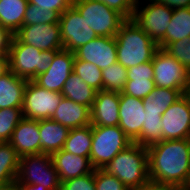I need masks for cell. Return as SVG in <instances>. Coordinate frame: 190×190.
Here are the masks:
<instances>
[{
  "label": "cell",
  "mask_w": 190,
  "mask_h": 190,
  "mask_svg": "<svg viewBox=\"0 0 190 190\" xmlns=\"http://www.w3.org/2000/svg\"><path fill=\"white\" fill-rule=\"evenodd\" d=\"M147 151L149 180L173 189L190 186V139L162 140Z\"/></svg>",
  "instance_id": "1"
},
{
  "label": "cell",
  "mask_w": 190,
  "mask_h": 190,
  "mask_svg": "<svg viewBox=\"0 0 190 190\" xmlns=\"http://www.w3.org/2000/svg\"><path fill=\"white\" fill-rule=\"evenodd\" d=\"M115 38L117 62L126 68L152 61L159 49L158 44L133 19H127L121 25Z\"/></svg>",
  "instance_id": "2"
},
{
  "label": "cell",
  "mask_w": 190,
  "mask_h": 190,
  "mask_svg": "<svg viewBox=\"0 0 190 190\" xmlns=\"http://www.w3.org/2000/svg\"><path fill=\"white\" fill-rule=\"evenodd\" d=\"M103 170L116 176L129 190L146 183L149 180L147 147L132 142Z\"/></svg>",
  "instance_id": "3"
},
{
  "label": "cell",
  "mask_w": 190,
  "mask_h": 190,
  "mask_svg": "<svg viewBox=\"0 0 190 190\" xmlns=\"http://www.w3.org/2000/svg\"><path fill=\"white\" fill-rule=\"evenodd\" d=\"M7 51L10 71L26 80H33L46 72L58 52L41 51L32 45L22 43L15 35H11Z\"/></svg>",
  "instance_id": "4"
},
{
  "label": "cell",
  "mask_w": 190,
  "mask_h": 190,
  "mask_svg": "<svg viewBox=\"0 0 190 190\" xmlns=\"http://www.w3.org/2000/svg\"><path fill=\"white\" fill-rule=\"evenodd\" d=\"M132 142L117 126H92L90 161L94 169H103Z\"/></svg>",
  "instance_id": "5"
},
{
  "label": "cell",
  "mask_w": 190,
  "mask_h": 190,
  "mask_svg": "<svg viewBox=\"0 0 190 190\" xmlns=\"http://www.w3.org/2000/svg\"><path fill=\"white\" fill-rule=\"evenodd\" d=\"M72 6L98 37H114L127 20L118 11L95 0H72Z\"/></svg>",
  "instance_id": "6"
},
{
  "label": "cell",
  "mask_w": 190,
  "mask_h": 190,
  "mask_svg": "<svg viewBox=\"0 0 190 190\" xmlns=\"http://www.w3.org/2000/svg\"><path fill=\"white\" fill-rule=\"evenodd\" d=\"M15 184L42 185L47 190H60V179L49 154L20 157Z\"/></svg>",
  "instance_id": "7"
},
{
  "label": "cell",
  "mask_w": 190,
  "mask_h": 190,
  "mask_svg": "<svg viewBox=\"0 0 190 190\" xmlns=\"http://www.w3.org/2000/svg\"><path fill=\"white\" fill-rule=\"evenodd\" d=\"M156 87L178 89L183 93L190 92V73L174 57L159 48L152 60Z\"/></svg>",
  "instance_id": "8"
},
{
  "label": "cell",
  "mask_w": 190,
  "mask_h": 190,
  "mask_svg": "<svg viewBox=\"0 0 190 190\" xmlns=\"http://www.w3.org/2000/svg\"><path fill=\"white\" fill-rule=\"evenodd\" d=\"M172 14L173 9L154 0H137L132 19L153 41L159 44L166 34Z\"/></svg>",
  "instance_id": "9"
},
{
  "label": "cell",
  "mask_w": 190,
  "mask_h": 190,
  "mask_svg": "<svg viewBox=\"0 0 190 190\" xmlns=\"http://www.w3.org/2000/svg\"><path fill=\"white\" fill-rule=\"evenodd\" d=\"M62 98V93L46 90L33 80H28L24 90L23 118L31 120L50 119Z\"/></svg>",
  "instance_id": "10"
},
{
  "label": "cell",
  "mask_w": 190,
  "mask_h": 190,
  "mask_svg": "<svg viewBox=\"0 0 190 190\" xmlns=\"http://www.w3.org/2000/svg\"><path fill=\"white\" fill-rule=\"evenodd\" d=\"M59 25L63 49L71 52L98 37L72 5L59 16Z\"/></svg>",
  "instance_id": "11"
},
{
  "label": "cell",
  "mask_w": 190,
  "mask_h": 190,
  "mask_svg": "<svg viewBox=\"0 0 190 190\" xmlns=\"http://www.w3.org/2000/svg\"><path fill=\"white\" fill-rule=\"evenodd\" d=\"M162 140L190 139V93H184L161 116Z\"/></svg>",
  "instance_id": "12"
},
{
  "label": "cell",
  "mask_w": 190,
  "mask_h": 190,
  "mask_svg": "<svg viewBox=\"0 0 190 190\" xmlns=\"http://www.w3.org/2000/svg\"><path fill=\"white\" fill-rule=\"evenodd\" d=\"M14 35L22 43L32 45L41 51L63 49L59 23L25 25Z\"/></svg>",
  "instance_id": "13"
},
{
  "label": "cell",
  "mask_w": 190,
  "mask_h": 190,
  "mask_svg": "<svg viewBox=\"0 0 190 190\" xmlns=\"http://www.w3.org/2000/svg\"><path fill=\"white\" fill-rule=\"evenodd\" d=\"M74 59V52L66 49L59 50L48 70L36 76L33 81L46 90L61 93L65 81L73 72Z\"/></svg>",
  "instance_id": "14"
},
{
  "label": "cell",
  "mask_w": 190,
  "mask_h": 190,
  "mask_svg": "<svg viewBox=\"0 0 190 190\" xmlns=\"http://www.w3.org/2000/svg\"><path fill=\"white\" fill-rule=\"evenodd\" d=\"M75 58L97 65L100 70L117 62L116 38L97 37L74 51Z\"/></svg>",
  "instance_id": "15"
},
{
  "label": "cell",
  "mask_w": 190,
  "mask_h": 190,
  "mask_svg": "<svg viewBox=\"0 0 190 190\" xmlns=\"http://www.w3.org/2000/svg\"><path fill=\"white\" fill-rule=\"evenodd\" d=\"M145 114L142 99L120 92L118 126L131 142H135L140 137Z\"/></svg>",
  "instance_id": "16"
},
{
  "label": "cell",
  "mask_w": 190,
  "mask_h": 190,
  "mask_svg": "<svg viewBox=\"0 0 190 190\" xmlns=\"http://www.w3.org/2000/svg\"><path fill=\"white\" fill-rule=\"evenodd\" d=\"M120 92L97 91L91 109L92 126H117L119 124Z\"/></svg>",
  "instance_id": "17"
},
{
  "label": "cell",
  "mask_w": 190,
  "mask_h": 190,
  "mask_svg": "<svg viewBox=\"0 0 190 190\" xmlns=\"http://www.w3.org/2000/svg\"><path fill=\"white\" fill-rule=\"evenodd\" d=\"M9 143L19 157L41 154L38 120L23 118L13 131Z\"/></svg>",
  "instance_id": "18"
},
{
  "label": "cell",
  "mask_w": 190,
  "mask_h": 190,
  "mask_svg": "<svg viewBox=\"0 0 190 190\" xmlns=\"http://www.w3.org/2000/svg\"><path fill=\"white\" fill-rule=\"evenodd\" d=\"M60 182L92 173L90 158L66 152L63 149L51 155Z\"/></svg>",
  "instance_id": "19"
},
{
  "label": "cell",
  "mask_w": 190,
  "mask_h": 190,
  "mask_svg": "<svg viewBox=\"0 0 190 190\" xmlns=\"http://www.w3.org/2000/svg\"><path fill=\"white\" fill-rule=\"evenodd\" d=\"M51 119L64 125L69 130L81 128L91 124V109L63 97Z\"/></svg>",
  "instance_id": "20"
},
{
  "label": "cell",
  "mask_w": 190,
  "mask_h": 190,
  "mask_svg": "<svg viewBox=\"0 0 190 190\" xmlns=\"http://www.w3.org/2000/svg\"><path fill=\"white\" fill-rule=\"evenodd\" d=\"M41 153L52 155L63 149L69 129L50 119L38 120Z\"/></svg>",
  "instance_id": "21"
},
{
  "label": "cell",
  "mask_w": 190,
  "mask_h": 190,
  "mask_svg": "<svg viewBox=\"0 0 190 190\" xmlns=\"http://www.w3.org/2000/svg\"><path fill=\"white\" fill-rule=\"evenodd\" d=\"M28 80L12 71L0 77V109L22 108L24 90Z\"/></svg>",
  "instance_id": "22"
},
{
  "label": "cell",
  "mask_w": 190,
  "mask_h": 190,
  "mask_svg": "<svg viewBox=\"0 0 190 190\" xmlns=\"http://www.w3.org/2000/svg\"><path fill=\"white\" fill-rule=\"evenodd\" d=\"M28 0H1L0 26L14 35L22 26Z\"/></svg>",
  "instance_id": "23"
},
{
  "label": "cell",
  "mask_w": 190,
  "mask_h": 190,
  "mask_svg": "<svg viewBox=\"0 0 190 190\" xmlns=\"http://www.w3.org/2000/svg\"><path fill=\"white\" fill-rule=\"evenodd\" d=\"M20 157L9 142H0V189L15 185Z\"/></svg>",
  "instance_id": "24"
},
{
  "label": "cell",
  "mask_w": 190,
  "mask_h": 190,
  "mask_svg": "<svg viewBox=\"0 0 190 190\" xmlns=\"http://www.w3.org/2000/svg\"><path fill=\"white\" fill-rule=\"evenodd\" d=\"M190 37V7L173 10L170 24L158 47L165 49L170 43Z\"/></svg>",
  "instance_id": "25"
},
{
  "label": "cell",
  "mask_w": 190,
  "mask_h": 190,
  "mask_svg": "<svg viewBox=\"0 0 190 190\" xmlns=\"http://www.w3.org/2000/svg\"><path fill=\"white\" fill-rule=\"evenodd\" d=\"M61 93L63 97L91 108L97 90L87 85L76 73L72 72L65 81Z\"/></svg>",
  "instance_id": "26"
},
{
  "label": "cell",
  "mask_w": 190,
  "mask_h": 190,
  "mask_svg": "<svg viewBox=\"0 0 190 190\" xmlns=\"http://www.w3.org/2000/svg\"><path fill=\"white\" fill-rule=\"evenodd\" d=\"M184 93L178 89L155 87L142 103L145 113L163 114L169 106L176 102Z\"/></svg>",
  "instance_id": "27"
},
{
  "label": "cell",
  "mask_w": 190,
  "mask_h": 190,
  "mask_svg": "<svg viewBox=\"0 0 190 190\" xmlns=\"http://www.w3.org/2000/svg\"><path fill=\"white\" fill-rule=\"evenodd\" d=\"M92 145V125L70 129L63 150L82 157L90 158Z\"/></svg>",
  "instance_id": "28"
},
{
  "label": "cell",
  "mask_w": 190,
  "mask_h": 190,
  "mask_svg": "<svg viewBox=\"0 0 190 190\" xmlns=\"http://www.w3.org/2000/svg\"><path fill=\"white\" fill-rule=\"evenodd\" d=\"M161 116V114H145L140 137L135 143L148 148L149 146L162 141Z\"/></svg>",
  "instance_id": "29"
},
{
  "label": "cell",
  "mask_w": 190,
  "mask_h": 190,
  "mask_svg": "<svg viewBox=\"0 0 190 190\" xmlns=\"http://www.w3.org/2000/svg\"><path fill=\"white\" fill-rule=\"evenodd\" d=\"M103 90L122 92L127 79V68L116 62L102 70Z\"/></svg>",
  "instance_id": "30"
},
{
  "label": "cell",
  "mask_w": 190,
  "mask_h": 190,
  "mask_svg": "<svg viewBox=\"0 0 190 190\" xmlns=\"http://www.w3.org/2000/svg\"><path fill=\"white\" fill-rule=\"evenodd\" d=\"M73 72L95 90H103L102 70L93 63L74 59Z\"/></svg>",
  "instance_id": "31"
},
{
  "label": "cell",
  "mask_w": 190,
  "mask_h": 190,
  "mask_svg": "<svg viewBox=\"0 0 190 190\" xmlns=\"http://www.w3.org/2000/svg\"><path fill=\"white\" fill-rule=\"evenodd\" d=\"M22 119V108L0 109V142L10 141L13 131Z\"/></svg>",
  "instance_id": "32"
},
{
  "label": "cell",
  "mask_w": 190,
  "mask_h": 190,
  "mask_svg": "<svg viewBox=\"0 0 190 190\" xmlns=\"http://www.w3.org/2000/svg\"><path fill=\"white\" fill-rule=\"evenodd\" d=\"M59 23V15L50 10H43L34 4L28 3L23 19V26L32 24Z\"/></svg>",
  "instance_id": "33"
},
{
  "label": "cell",
  "mask_w": 190,
  "mask_h": 190,
  "mask_svg": "<svg viewBox=\"0 0 190 190\" xmlns=\"http://www.w3.org/2000/svg\"><path fill=\"white\" fill-rule=\"evenodd\" d=\"M164 50L176 58L190 73V37L174 41Z\"/></svg>",
  "instance_id": "34"
},
{
  "label": "cell",
  "mask_w": 190,
  "mask_h": 190,
  "mask_svg": "<svg viewBox=\"0 0 190 190\" xmlns=\"http://www.w3.org/2000/svg\"><path fill=\"white\" fill-rule=\"evenodd\" d=\"M96 190H129L116 176L103 169H94Z\"/></svg>",
  "instance_id": "35"
},
{
  "label": "cell",
  "mask_w": 190,
  "mask_h": 190,
  "mask_svg": "<svg viewBox=\"0 0 190 190\" xmlns=\"http://www.w3.org/2000/svg\"><path fill=\"white\" fill-rule=\"evenodd\" d=\"M155 87L156 86L153 80H127L125 88L122 92L135 98L144 99Z\"/></svg>",
  "instance_id": "36"
},
{
  "label": "cell",
  "mask_w": 190,
  "mask_h": 190,
  "mask_svg": "<svg viewBox=\"0 0 190 190\" xmlns=\"http://www.w3.org/2000/svg\"><path fill=\"white\" fill-rule=\"evenodd\" d=\"M60 190H96L94 171L92 173L61 182Z\"/></svg>",
  "instance_id": "37"
},
{
  "label": "cell",
  "mask_w": 190,
  "mask_h": 190,
  "mask_svg": "<svg viewBox=\"0 0 190 190\" xmlns=\"http://www.w3.org/2000/svg\"><path fill=\"white\" fill-rule=\"evenodd\" d=\"M104 3L109 8H112L121 13L126 19H132L137 0H95Z\"/></svg>",
  "instance_id": "38"
},
{
  "label": "cell",
  "mask_w": 190,
  "mask_h": 190,
  "mask_svg": "<svg viewBox=\"0 0 190 190\" xmlns=\"http://www.w3.org/2000/svg\"><path fill=\"white\" fill-rule=\"evenodd\" d=\"M153 78H154V71H153L152 61H148L146 63L127 68L128 80H134V79L153 80Z\"/></svg>",
  "instance_id": "39"
},
{
  "label": "cell",
  "mask_w": 190,
  "mask_h": 190,
  "mask_svg": "<svg viewBox=\"0 0 190 190\" xmlns=\"http://www.w3.org/2000/svg\"><path fill=\"white\" fill-rule=\"evenodd\" d=\"M39 8L56 12L59 16L72 5V0H28Z\"/></svg>",
  "instance_id": "40"
},
{
  "label": "cell",
  "mask_w": 190,
  "mask_h": 190,
  "mask_svg": "<svg viewBox=\"0 0 190 190\" xmlns=\"http://www.w3.org/2000/svg\"><path fill=\"white\" fill-rule=\"evenodd\" d=\"M159 4L166 5L170 9L188 8L190 7V0H154Z\"/></svg>",
  "instance_id": "41"
},
{
  "label": "cell",
  "mask_w": 190,
  "mask_h": 190,
  "mask_svg": "<svg viewBox=\"0 0 190 190\" xmlns=\"http://www.w3.org/2000/svg\"><path fill=\"white\" fill-rule=\"evenodd\" d=\"M130 190H175L173 188L162 185L158 182L148 180L146 183L137 186L136 188Z\"/></svg>",
  "instance_id": "42"
},
{
  "label": "cell",
  "mask_w": 190,
  "mask_h": 190,
  "mask_svg": "<svg viewBox=\"0 0 190 190\" xmlns=\"http://www.w3.org/2000/svg\"><path fill=\"white\" fill-rule=\"evenodd\" d=\"M11 35L0 26V53H8Z\"/></svg>",
  "instance_id": "43"
},
{
  "label": "cell",
  "mask_w": 190,
  "mask_h": 190,
  "mask_svg": "<svg viewBox=\"0 0 190 190\" xmlns=\"http://www.w3.org/2000/svg\"><path fill=\"white\" fill-rule=\"evenodd\" d=\"M10 71L9 54L0 53V77Z\"/></svg>",
  "instance_id": "44"
},
{
  "label": "cell",
  "mask_w": 190,
  "mask_h": 190,
  "mask_svg": "<svg viewBox=\"0 0 190 190\" xmlns=\"http://www.w3.org/2000/svg\"><path fill=\"white\" fill-rule=\"evenodd\" d=\"M20 190H47L42 185L15 184Z\"/></svg>",
  "instance_id": "45"
},
{
  "label": "cell",
  "mask_w": 190,
  "mask_h": 190,
  "mask_svg": "<svg viewBox=\"0 0 190 190\" xmlns=\"http://www.w3.org/2000/svg\"><path fill=\"white\" fill-rule=\"evenodd\" d=\"M9 190H20L16 185H13Z\"/></svg>",
  "instance_id": "46"
},
{
  "label": "cell",
  "mask_w": 190,
  "mask_h": 190,
  "mask_svg": "<svg viewBox=\"0 0 190 190\" xmlns=\"http://www.w3.org/2000/svg\"><path fill=\"white\" fill-rule=\"evenodd\" d=\"M175 190H190V186H187V187H185V188L175 189Z\"/></svg>",
  "instance_id": "47"
}]
</instances>
